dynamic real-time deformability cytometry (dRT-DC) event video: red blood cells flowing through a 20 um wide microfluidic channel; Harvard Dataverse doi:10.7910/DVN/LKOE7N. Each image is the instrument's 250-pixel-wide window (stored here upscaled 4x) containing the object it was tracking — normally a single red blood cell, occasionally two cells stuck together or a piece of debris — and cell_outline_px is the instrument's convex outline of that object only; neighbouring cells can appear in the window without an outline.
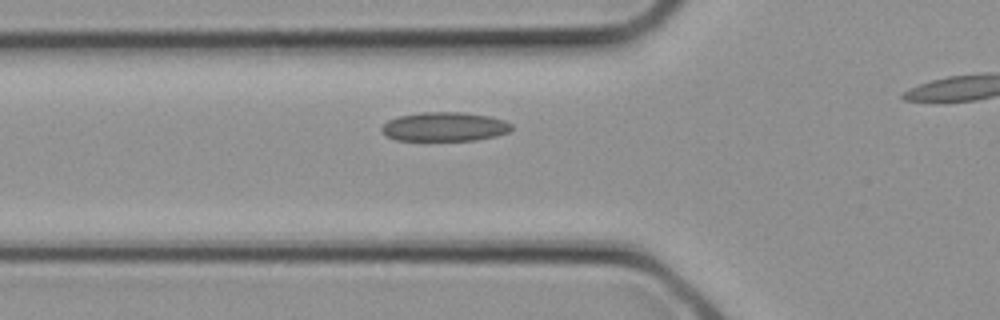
{"species": "common noctule bat (a hibernating species)", "species_latin": "Nyctalus noctula", "temperature_condition": "cold", "stored_images_in_passage": 6, "camera_frame_rate_fps": 3000, "um_per_image_px": 0.085, "animal": {"sex": "female", "body_mass_g": 21.9}, "frame": {"image": 1, "passage_image": 5, "time_ms": 1.333, "image_size_px": [1000, 320], "cell_outline_px": [[512, 128], [508, 132], [496, 136], [476, 140], [396, 140], [380, 132], [380, 128], [388, 120], [400, 116], [424, 112], [460, 112], [488, 116], [504, 120], [512, 124]], "centroid_in_image_um": [37.78, 10.77], "position_along_channel_um": 88.0, "area_um2": 21.91}}